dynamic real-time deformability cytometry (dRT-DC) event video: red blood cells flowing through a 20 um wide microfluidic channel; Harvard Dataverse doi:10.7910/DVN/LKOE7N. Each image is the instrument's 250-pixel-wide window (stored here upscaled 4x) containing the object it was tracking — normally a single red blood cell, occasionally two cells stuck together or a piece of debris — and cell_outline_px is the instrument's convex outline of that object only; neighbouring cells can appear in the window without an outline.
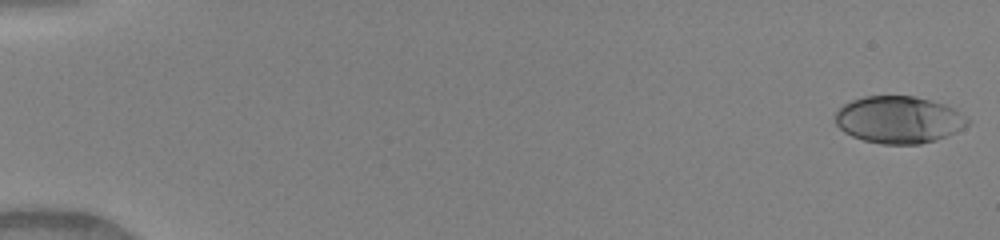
{"species": "human", "species_latin": "Homo sapiens", "temperature_condition": "warm", "stored_images_in_passage": 50, "camera_frame_rate_fps": 3000, "um_per_image_px": 0.085, "donor": {"sex": "female"}, "frame": {"image": 1, "passage_image": 1, "time_ms": 0.0, "image_size_px": [1000, 240], "cell_outline_px": [[972, 120], [964, 128], [956, 132], [936, 140], [920, 144], [880, 144], [864, 140], [852, 136], [844, 132], [836, 124], [836, 112], [844, 104], [852, 100], [864, 96], [916, 96], [944, 104], [956, 108]], "centroid_in_image_um": [76.44, 10.17], "position_along_channel_um": 8.6, "area_um2": 36.59}}
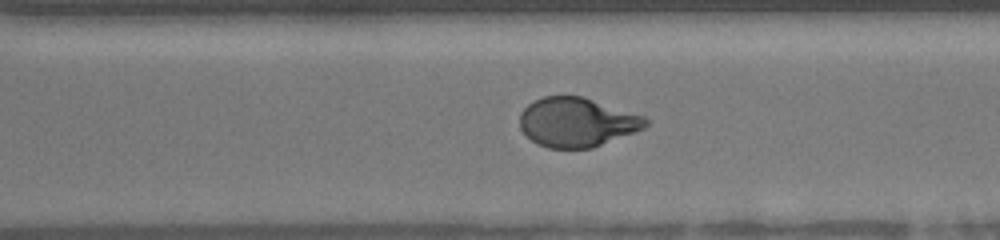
{"frame": {"image": 2, "passage_image": 36, "time_ms": 11.667, "image_size_px": [1000, 240], "cell_outline_px": [[648, 124], [644, 128], [636, 132], [592, 148], [548, 148], [536, 144], [520, 128], [520, 112], [528, 104], [544, 96], [584, 96], [644, 116], [648, 120]], "centroid_in_image_um": [49.05, 10.39], "position_along_channel_um": 321.6, "area_um2": 36.18}}
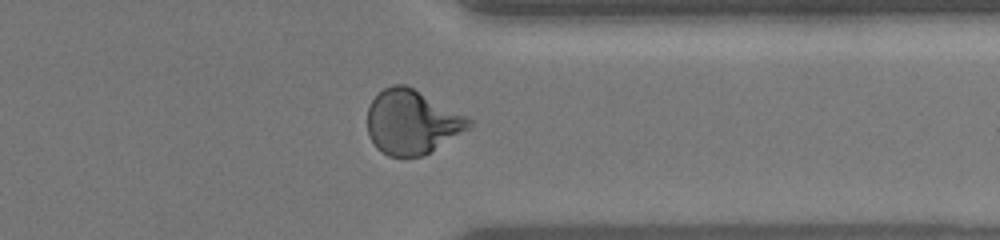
{"frame": {"image": 3, "passage_image": 40, "time_ms": 13.0, "image_size_px": [1000, 240], "cell_outline_px": [[472, 128], [424, 156], [404, 160], [388, 156], [376, 148], [368, 136], [368, 108], [372, 100], [384, 88], [392, 84], [404, 84], [468, 116], [472, 120]], "centroid_in_image_um": [35.03, 10.43], "position_along_channel_um": 376.4, "area_um2": 38.67}, "authors_computed_cell_mechanics": {"area_um2": 36.8186, "velocity_mm_per_s": 4.1305, "shape_relaxation_time_tau1_ms": 4.7374, "shape_relaxation_time_tau2_ms": 0.6979, "deformation_change_tau1": 0.2013, "deformation_change_tau2": 0.0629}}